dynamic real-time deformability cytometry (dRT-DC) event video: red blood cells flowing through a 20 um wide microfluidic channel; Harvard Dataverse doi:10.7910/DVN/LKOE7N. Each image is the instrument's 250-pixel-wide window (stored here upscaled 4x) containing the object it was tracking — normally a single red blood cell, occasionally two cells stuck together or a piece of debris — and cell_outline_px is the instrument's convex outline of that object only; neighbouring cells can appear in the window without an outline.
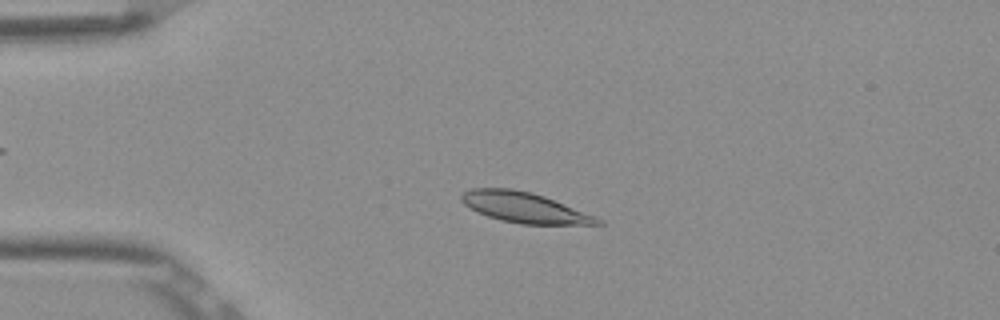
{"species": "Egyptian fruit bat (a non-hibernating species)", "species_latin": "Rousettus aegyptiacus", "temperature_condition": "room temperature", "stored_images_in_passage": 42, "camera_frame_rate_fps": 3000, "um_per_image_px": 0.085, "frame": {"image": 1, "passage_image": 2, "time_ms": 0.333, "image_size_px": [1000, 320], "cell_outline_px": [[604, 224], [520, 224], [500, 220], [476, 212], [464, 204], [460, 200], [460, 196], [464, 192], [472, 188], [512, 188], [532, 192], [544, 196], [596, 216], [604, 220]], "centroid_in_image_um": [44.56, 17.63], "position_along_channel_um": 40.4, "area_um2": 24.16}}
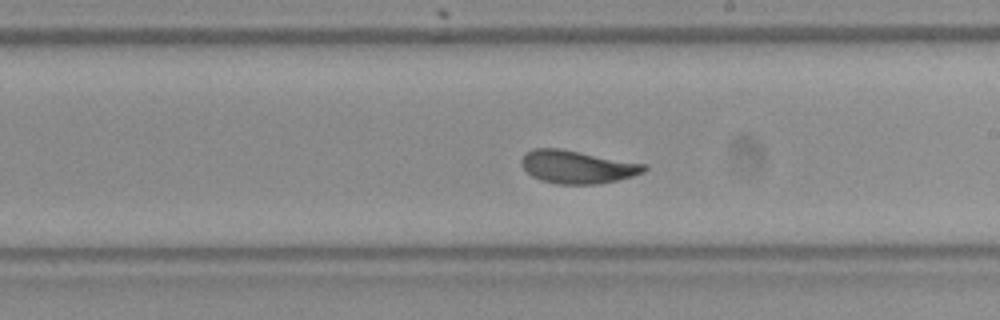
{"frame": {"image": 2, "passage_image": 20, "time_ms": 6.333, "image_size_px": [1000, 320], "cell_outline_px": [[648, 168], [644, 172], [632, 176], [616, 180], [596, 184], [556, 184], [540, 180], [532, 176], [520, 164], [520, 160], [524, 152], [532, 148], [560, 148], [648, 164]], "centroid_in_image_um": [49.05, 14.17], "position_along_channel_um": 240.0, "area_um2": 23.81}}
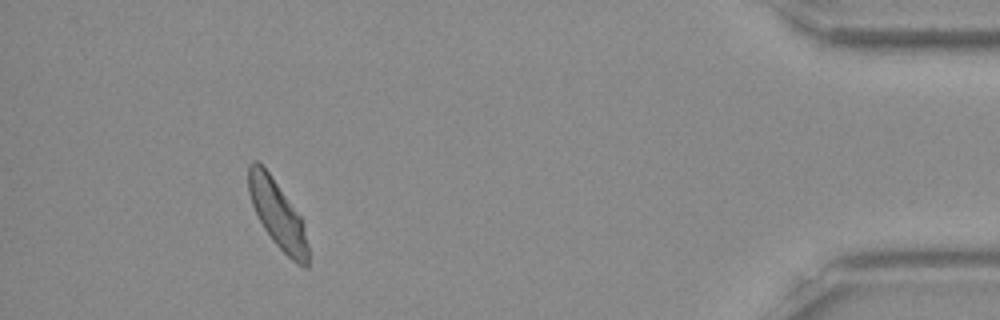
{"frame": {"image": 3, "passage_image": 38, "time_ms": 12.333, "image_size_px": [1000, 320], "cell_outline_px": [[308, 268], [304, 268], [296, 264], [272, 240], [264, 228], [252, 204], [248, 192], [248, 164], [252, 160], [256, 160], [268, 172], [300, 216], [304, 228], [308, 244]], "centroid_in_image_um": [23.59, 18.24], "position_along_channel_um": 411.6, "area_um2": 23.0}, "authors_computed_cell_mechanics": {"area_um2": 23.698, "velocity_mm_per_s": 3.8473, "shape_relaxation_time_tau1_ms": 4.1663, "shape_relaxation_time_tau2_ms": 1.1743, "deformation_change_tau1": 0.134, "deformation_change_tau2": 0.05}}